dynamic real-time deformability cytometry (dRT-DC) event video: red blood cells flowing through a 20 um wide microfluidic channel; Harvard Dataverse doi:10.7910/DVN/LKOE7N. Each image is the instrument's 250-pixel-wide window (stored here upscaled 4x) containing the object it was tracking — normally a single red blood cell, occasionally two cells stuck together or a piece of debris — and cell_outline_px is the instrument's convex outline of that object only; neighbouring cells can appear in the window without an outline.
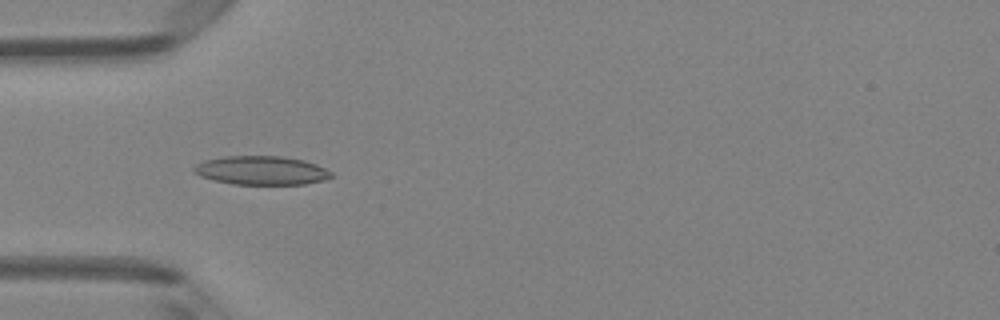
{"species": "Egyptian fruit bat (a non-hibernating species)", "species_latin": "Rousettus aegyptiacus", "temperature_condition": "room temperature", "stored_images_in_passage": 7, "camera_frame_rate_fps": 3000, "um_per_image_px": 0.085, "animal": {"sex": "female"}, "frame": {"image": 1, "passage_image": 5, "time_ms": 4.667, "image_size_px": [1000, 320], "cell_outline_px": [[332, 176], [324, 180], [304, 184], [232, 184], [212, 180], [200, 176], [192, 172], [192, 168], [196, 164], [204, 160], [224, 156], [280, 156], [304, 160], [316, 164], [332, 172]], "centroid_in_image_um": [22.17, 14.48], "position_along_channel_um": 62.8, "area_um2": 23.12}}
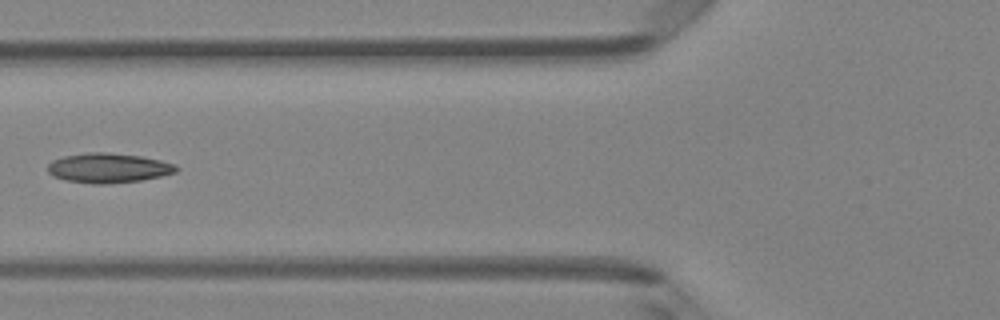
{"frame": {"image": 2, "passage_image": 6, "time_ms": 6.0, "image_size_px": [1000, 320], "cell_outline_px": [[180, 168], [176, 172], [160, 176], [140, 180], [108, 184], [92, 184], [64, 180], [52, 176], [48, 172], [48, 164], [52, 160], [64, 156], [88, 152], [108, 152], [140, 156], [160, 160], [176, 164]], "centroid_in_image_um": [9.2, 14.28], "position_along_channel_um": 116.6, "area_um2": 22.37}}
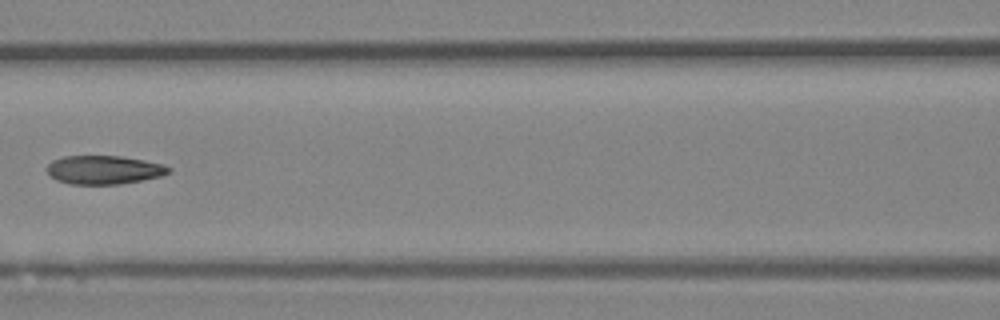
{"frame": {"image": 3, "passage_image": 7, "time_ms": 7.0, "image_size_px": [1000, 320], "cell_outline_px": [[172, 172], [160, 176], [120, 184], [72, 184], [56, 180], [48, 172], [48, 164], [52, 160], [64, 156], [120, 156], [144, 160], [164, 164], [172, 168]], "centroid_in_image_um": [8.87, 14.43], "position_along_channel_um": 157.7, "area_um2": 20.23}}